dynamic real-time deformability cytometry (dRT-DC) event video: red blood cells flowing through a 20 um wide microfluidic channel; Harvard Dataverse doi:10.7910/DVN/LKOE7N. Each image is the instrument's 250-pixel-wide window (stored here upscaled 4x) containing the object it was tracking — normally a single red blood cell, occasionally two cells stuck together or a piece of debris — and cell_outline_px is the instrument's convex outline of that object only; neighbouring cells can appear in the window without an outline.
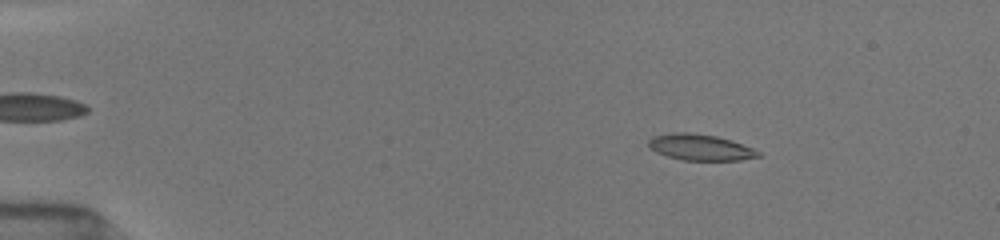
{"species": "common noctule bat (a hibernating species)", "species_latin": "Nyctalus noctula", "temperature_condition": "room temperature", "stored_images_in_passage": 23, "camera_frame_rate_fps": 3000, "um_per_image_px": 0.085, "animal": {"sex": "female", "body_mass_g": 19.5, "forearm_length_mm": 54.1}, "frame": {"image": 1, "passage_image": 4, "time_ms": 1.333, "image_size_px": [1000, 240], "cell_outline_px": [[760, 156], [740, 160], [684, 160], [668, 156], [656, 152], [648, 144], [648, 140], [652, 136], [676, 132], [688, 132], [716, 136], [752, 148], [760, 152]], "centroid_in_image_um": [59.49, 12.52], "position_along_channel_um": 25.5, "area_um2": 16.36}}
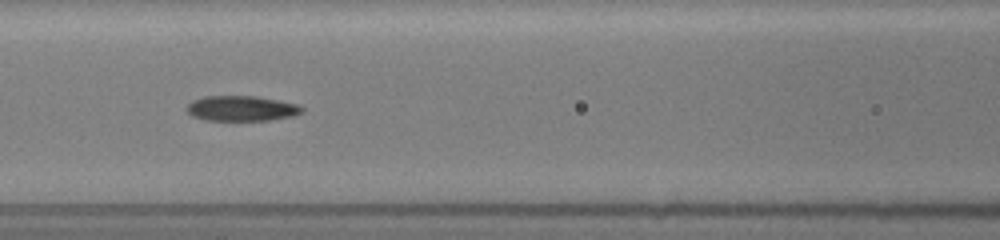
{"frame": {"image": 2, "passage_image": 13, "time_ms": 6.667, "image_size_px": [1000, 240], "cell_outline_px": [[304, 112], [292, 116], [268, 120], [204, 120], [192, 116], [184, 108], [192, 100], [204, 96], [256, 96], [296, 104], [304, 108]], "centroid_in_image_um": [20.49, 9.21], "position_along_channel_um": 146.1, "area_um2": 16.94}}
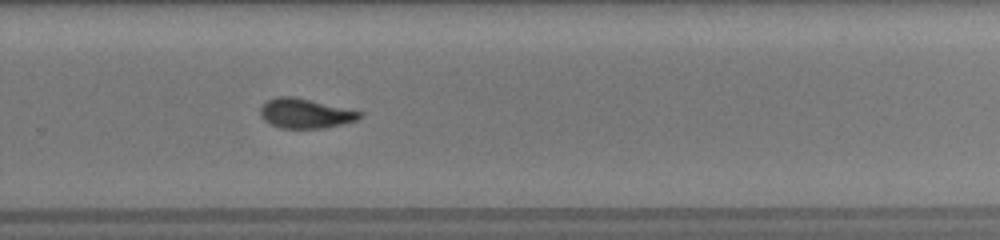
{"frame": {"image": 3, "passage_image": 23, "time_ms": 10.667, "image_size_px": [1000, 240], "cell_outline_px": [[364, 112], [356, 120], [324, 128], [280, 128], [264, 120], [260, 116], [260, 108], [268, 100], [276, 96], [292, 96]], "centroid_in_image_um": [25.92, 9.64], "position_along_channel_um": 303.9, "area_um2": 16.94}}